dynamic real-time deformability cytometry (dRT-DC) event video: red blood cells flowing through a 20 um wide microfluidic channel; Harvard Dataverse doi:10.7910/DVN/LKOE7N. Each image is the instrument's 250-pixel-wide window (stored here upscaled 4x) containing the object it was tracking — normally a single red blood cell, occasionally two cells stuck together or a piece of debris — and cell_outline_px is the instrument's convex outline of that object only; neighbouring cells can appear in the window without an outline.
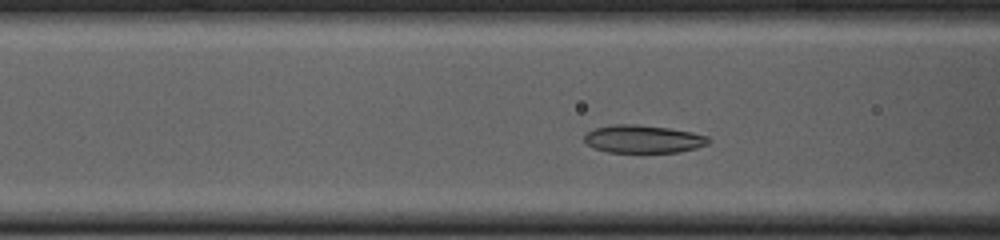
{"species": "common noctule bat (a hibernating species)", "species_latin": "Nyctalus noctula", "temperature_condition": "cold", "stored_images_in_passage": 37, "camera_frame_rate_fps": 3000, "um_per_image_px": 0.085, "animal": {"sex": "female", "body_mass_g": 23.0, "forearm_length_mm": 53.4}, "frame": {"image": 1, "passage_image": 12, "time_ms": 3.667, "image_size_px": [1000, 240], "cell_outline_px": [[712, 140], [708, 144], [696, 148], [680, 152], [608, 152], [596, 148], [588, 144], [584, 140], [584, 136], [588, 132], [596, 128], [612, 124], [636, 124], [668, 128], [692, 132], [708, 136]], "centroid_in_image_um": [54.71, 11.81], "position_along_channel_um": 111.9, "area_um2": 20.11}}
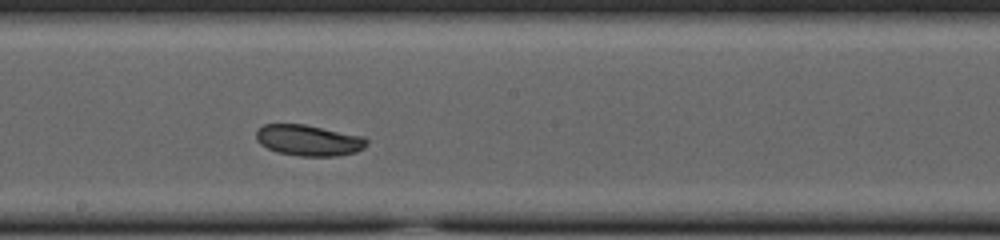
{"frame": {"image": 2, "passage_image": 21, "time_ms": 6.667, "image_size_px": [1000, 240], "cell_outline_px": [[368, 144], [364, 148], [356, 152], [336, 156], [300, 156], [276, 152], [260, 144], [256, 140], [256, 128], [264, 124], [304, 124], [364, 136], [368, 140]], "centroid_in_image_um": [26.23, 11.92], "position_along_channel_um": 222.0, "area_um2": 20.17}}
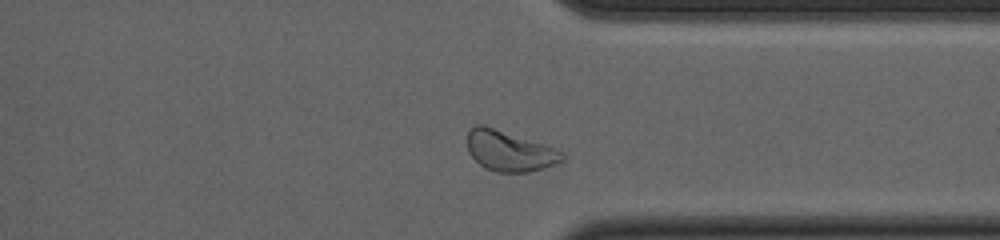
{"frame": {"image": 3, "passage_image": 33, "time_ms": 10.667, "image_size_px": [1000, 240], "cell_outline_px": [[568, 156], [564, 160], [556, 164], [528, 172], [496, 172], [484, 168], [468, 152], [468, 132], [476, 124], [484, 124], [544, 144], [564, 152]], "centroid_in_image_um": [43.33, 12.83], "position_along_channel_um": 368.1, "area_um2": 22.43}, "authors_computed_cell_mechanics": {"area_um2": 20.6924, "velocity_mm_per_s": 3.6854, "shape_relaxation_time_tau1_ms": 1.8543, "shape_relaxation_time_tau2_ms": null, "deformation_change_tau1": 0.0696, "deformation_change_tau2": null}}